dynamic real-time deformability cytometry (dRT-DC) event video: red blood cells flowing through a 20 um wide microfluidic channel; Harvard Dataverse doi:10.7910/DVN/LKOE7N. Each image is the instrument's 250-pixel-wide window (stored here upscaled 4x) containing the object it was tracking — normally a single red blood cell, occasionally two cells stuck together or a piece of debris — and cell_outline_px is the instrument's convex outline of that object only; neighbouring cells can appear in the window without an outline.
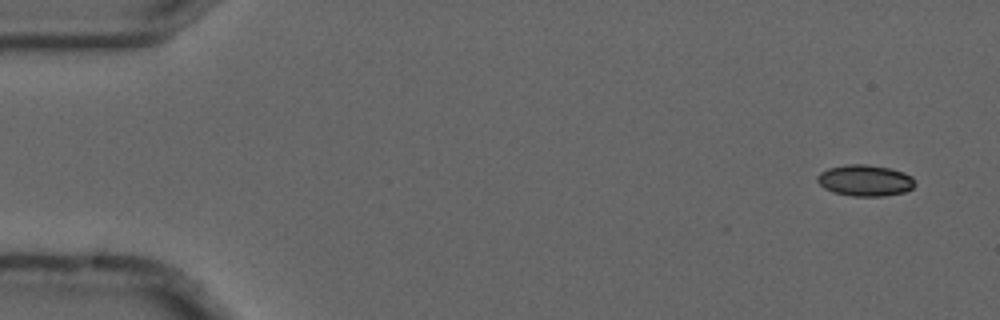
{"species": "common noctule bat (a hibernating species)", "species_latin": "Nyctalus noctula", "temperature_condition": "cold", "stored_images_in_passage": 6, "camera_frame_rate_fps": 3000, "um_per_image_px": 0.085, "animal": {"sex": "male", "forearm_length_mm": 52.5}, "frame": {"image": 1, "passage_image": 1, "time_ms": 0.0, "image_size_px": [1000, 320], "cell_outline_px": [[916, 184], [912, 188], [904, 192], [884, 196], [852, 196], [832, 192], [824, 188], [816, 180], [816, 176], [820, 172], [828, 168], [848, 164], [864, 164], [892, 168], [904, 172], [912, 176]], "centroid_in_image_um": [73.53, 15.33], "position_along_channel_um": 11.5, "area_um2": 17.98}}
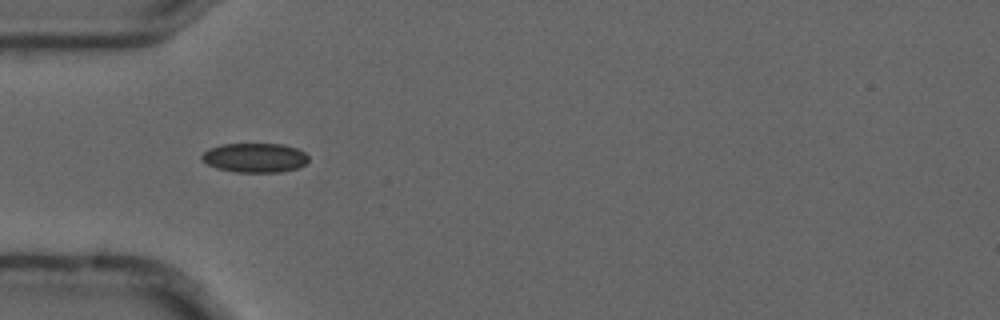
{"frame": {"image": 2, "passage_image": 5, "time_ms": 1.333, "image_size_px": [1000, 320], "cell_outline_px": [[308, 160], [304, 164], [296, 168], [280, 172], [236, 172], [216, 168], [200, 160], [200, 156], [208, 148], [224, 144], [284, 144], [296, 148], [304, 152], [308, 156]], "centroid_in_image_um": [21.63, 13.4], "position_along_channel_um": 63.4, "area_um2": 18.26}}
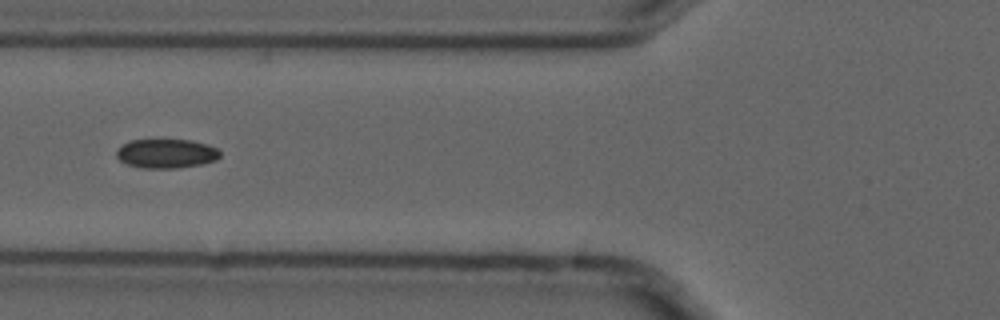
{"frame": {"image": 3, "passage_image": 6, "time_ms": 1.667, "image_size_px": [1000, 320], "cell_outline_px": [[220, 156], [216, 160], [200, 164], [176, 168], [144, 168], [128, 164], [120, 160], [116, 156], [116, 152], [120, 144], [128, 140], [188, 140], [208, 144], [216, 148], [220, 152]], "centroid_in_image_um": [14.11, 13.04], "position_along_channel_um": 111.7, "area_um2": 17.57}}